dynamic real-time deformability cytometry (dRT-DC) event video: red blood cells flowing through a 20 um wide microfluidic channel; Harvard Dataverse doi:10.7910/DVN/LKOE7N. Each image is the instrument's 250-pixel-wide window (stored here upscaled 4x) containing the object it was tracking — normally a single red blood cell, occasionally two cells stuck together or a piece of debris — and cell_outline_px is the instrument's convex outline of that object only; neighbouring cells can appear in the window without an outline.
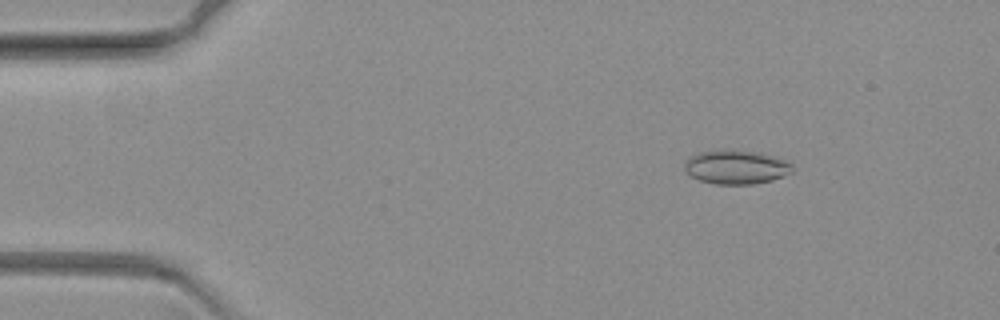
{"species": "common noctule bat (a hibernating species)", "species_latin": "Nyctalus noctula", "temperature_condition": "warm", "stored_images_in_passage": 61, "camera_frame_rate_fps": 3000, "um_per_image_px": 0.085, "animal": {"sex": "female", "body_mass_g": 19.3, "forearm_length_mm": 54.1}, "frame": {"image": 1, "passage_image": 2, "time_ms": 0.333, "image_size_px": [1000, 320], "cell_outline_px": [[792, 172], [772, 180], [752, 184], [716, 184], [700, 180], [692, 176], [684, 168], [684, 160], [688, 156], [700, 152], [756, 152], [788, 160], [792, 164]], "centroid_in_image_um": [62.57, 14.23], "position_along_channel_um": 22.4, "area_um2": 20.69}}
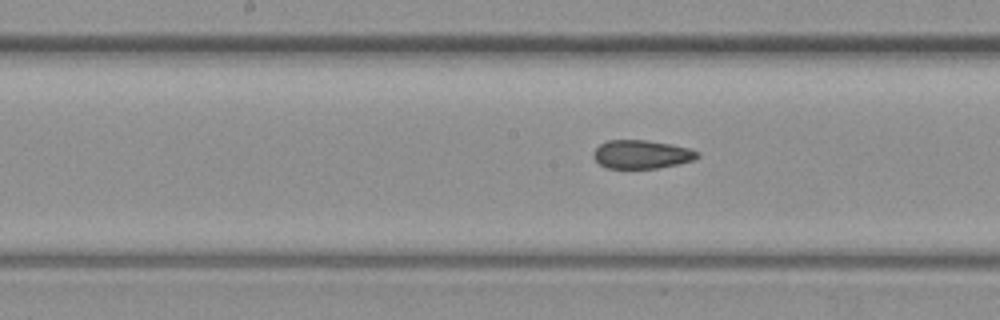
{"frame": {"image": 2, "passage_image": 27, "time_ms": 8.667, "image_size_px": [1000, 320], "cell_outline_px": [[700, 156], [692, 160], [676, 164], [656, 168], [608, 168], [600, 164], [592, 156], [592, 152], [600, 144], [608, 140], [644, 140], [672, 144], [692, 148], [700, 152]], "centroid_in_image_um": [54.55, 13.11], "position_along_channel_um": 193.7, "area_um2": 17.28}}
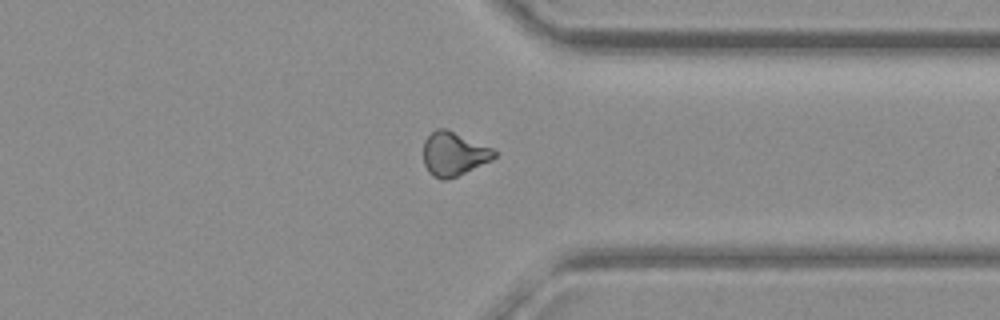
{"frame": {"image": 3, "passage_image": 45, "time_ms": 14.667, "image_size_px": [1000, 320], "cell_outline_px": [[496, 156], [492, 160], [456, 176], [444, 180], [440, 180], [432, 176], [428, 172], [424, 164], [424, 140], [436, 128], [448, 128], [492, 148], [496, 152]], "centroid_in_image_um": [38.55, 13.07], "position_along_channel_um": 372.8, "area_um2": 18.15}}